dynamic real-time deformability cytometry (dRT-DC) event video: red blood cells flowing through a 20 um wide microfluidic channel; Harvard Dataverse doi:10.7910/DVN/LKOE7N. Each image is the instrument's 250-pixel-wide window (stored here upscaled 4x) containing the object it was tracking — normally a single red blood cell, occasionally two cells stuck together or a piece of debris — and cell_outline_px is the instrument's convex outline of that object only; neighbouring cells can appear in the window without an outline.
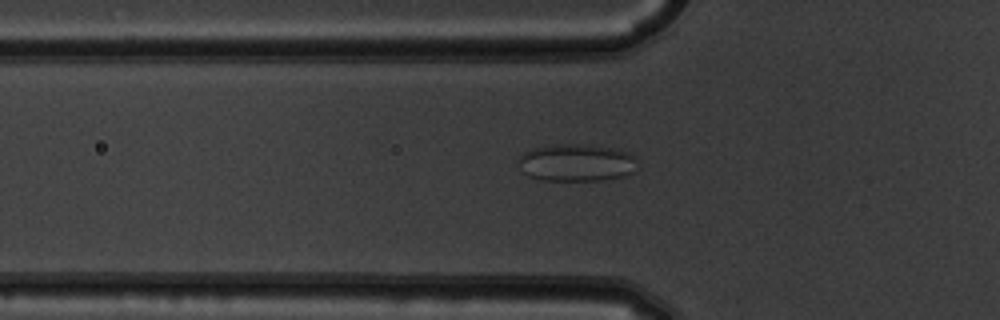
{"species": "common noctule bat (a hibernating species)", "species_latin": "Nyctalus noctula", "temperature_condition": "warm", "stored_images_in_passage": 11, "camera_frame_rate_fps": 3000, "um_per_image_px": 0.085, "animal": {"sex": "male", "body_mass_g": 19.5, "forearm_length_mm": 54.6}, "frame": {"image": 1, "passage_image": 6, "time_ms": 1.667, "image_size_px": [1000, 320], "cell_outline_px": [[636, 160], [632, 172], [624, 176], [600, 180], [544, 180], [528, 176], [520, 168], [520, 156], [524, 152], [532, 148], [556, 144], [592, 144], [620, 148], [636, 156]], "centroid_in_image_um": [49.03, 13.8], "position_along_channel_um": 76.8, "area_um2": 26.07}}